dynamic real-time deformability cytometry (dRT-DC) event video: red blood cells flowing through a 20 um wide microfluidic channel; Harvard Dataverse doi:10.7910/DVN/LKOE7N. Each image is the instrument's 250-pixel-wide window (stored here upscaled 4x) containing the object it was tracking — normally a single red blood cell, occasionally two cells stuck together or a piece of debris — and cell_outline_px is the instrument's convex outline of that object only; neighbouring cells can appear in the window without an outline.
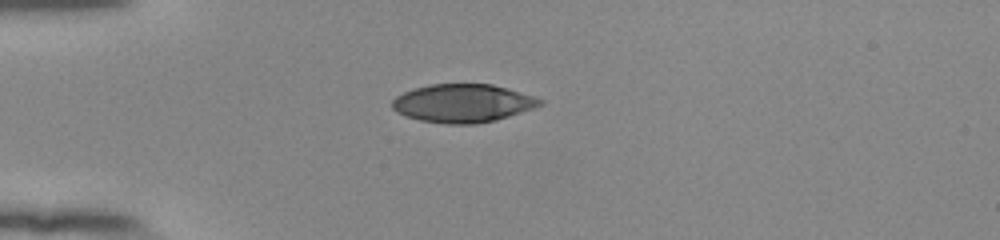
{"species": "human", "species_latin": "Homo sapiens", "temperature_condition": "room temperature", "stored_images_in_passage": 40, "camera_frame_rate_fps": 3000, "um_per_image_px": 0.085, "donor": {"sex": "female"}, "frame": {"image": 1, "passage_image": 1, "time_ms": 0.0, "image_size_px": [1000, 240], "cell_outline_px": [[544, 104], [496, 120], [476, 124], [448, 124], [420, 120], [404, 116], [396, 112], [392, 108], [392, 100], [396, 96], [404, 92], [416, 88], [432, 84], [492, 84], [508, 88], [544, 100]], "centroid_in_image_um": [39.32, 8.78], "position_along_channel_um": 45.7, "area_um2": 32.83}}
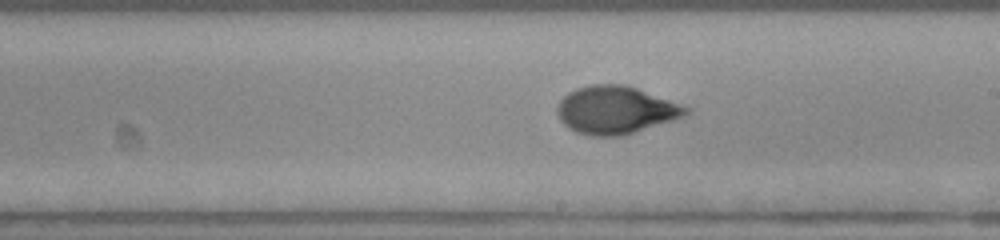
{"frame": {"image": 2, "passage_image": 18, "time_ms": 5.667, "image_size_px": [1000, 240], "cell_outline_px": [[692, 108], [684, 116], [624, 136], [588, 136], [576, 132], [568, 128], [560, 120], [556, 112], [556, 108], [560, 100], [568, 92], [576, 88], [592, 84], [624, 84], [636, 88]], "centroid_in_image_um": [52.3, 9.36], "position_along_channel_um": 236.7, "area_um2": 35.89}}
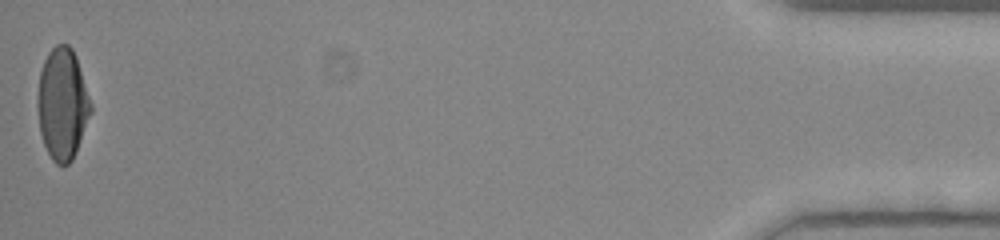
{"frame": {"image": 3, "passage_image": 40, "time_ms": 13.0, "image_size_px": [1000, 240], "cell_outline_px": [[92, 112], [76, 152], [72, 160], [64, 168], [56, 164], [52, 160], [44, 144], [40, 132], [36, 100], [40, 72], [44, 60], [48, 52], [56, 44], [68, 44], [72, 48], [76, 56], [92, 104]], "centroid_in_image_um": [5.3, 8.85], "position_along_channel_um": 429.9, "area_um2": 34.97}, "authors_computed_cell_mechanics": {"area_um2": 35.0557, "velocity_mm_per_s": 3.8272, "shape_relaxation_time_tau1_ms": 6.6198, "shape_relaxation_time_tau2_ms": null, "deformation_change_tau1": 0.2451, "deformation_change_tau2": null}}